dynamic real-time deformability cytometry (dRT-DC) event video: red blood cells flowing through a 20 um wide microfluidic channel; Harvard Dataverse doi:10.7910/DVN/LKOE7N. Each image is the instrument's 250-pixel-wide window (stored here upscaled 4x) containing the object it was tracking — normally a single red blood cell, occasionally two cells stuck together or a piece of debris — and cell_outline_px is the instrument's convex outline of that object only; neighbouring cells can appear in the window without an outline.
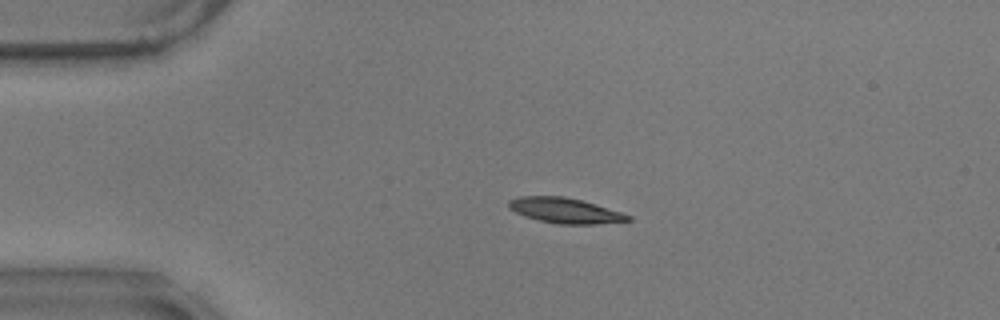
{"species": "common noctule bat (a hibernating species)", "species_latin": "Nyctalus noctula", "temperature_condition": "warm", "stored_images_in_passage": 46, "camera_frame_rate_fps": 3000, "um_per_image_px": 0.085, "animal": {"sex": "male", "body_mass_g": 17.9}, "frame": {"image": 1, "passage_image": 1, "time_ms": 0.0, "image_size_px": [1000, 320], "cell_outline_px": [[632, 220], [596, 224], [556, 224], [524, 216], [508, 208], [508, 200], [520, 196], [564, 196], [596, 204], [632, 216]], "centroid_in_image_um": [48.01, 17.89], "position_along_channel_um": 37.0, "area_um2": 17.51}}
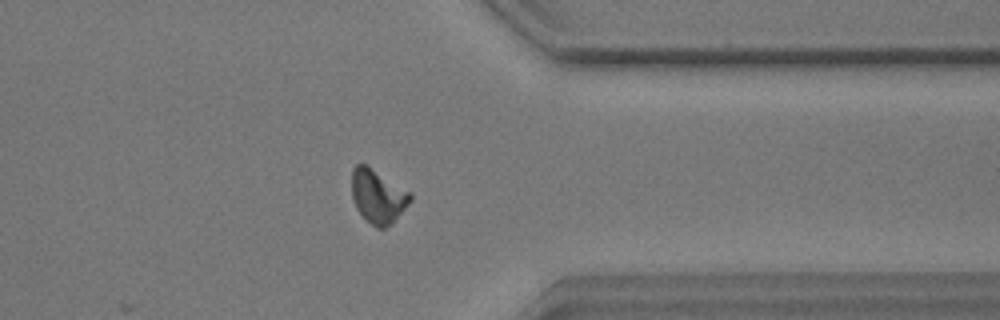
{"frame": {"image": 2, "passage_image": 34, "time_ms": 11.0, "image_size_px": [1000, 320], "cell_outline_px": [[412, 200], [392, 224], [384, 228], [376, 228], [356, 208], [352, 200], [352, 168], [356, 164], [364, 164], [412, 192]], "centroid_in_image_um": [32.14, 16.69], "position_along_channel_um": 379.3, "area_um2": 18.26}}
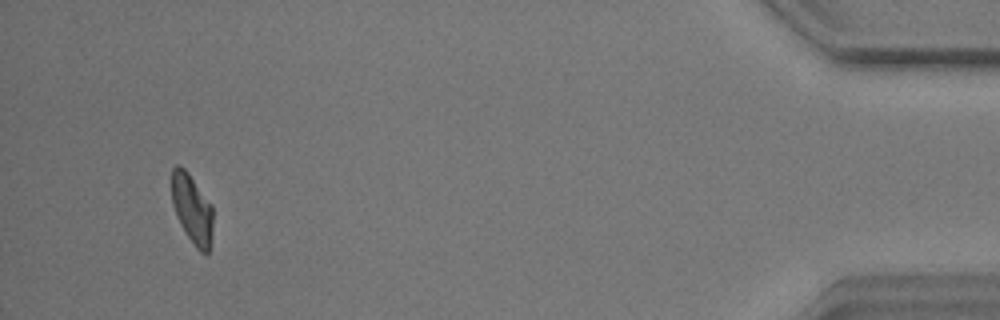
{"frame": {"image": 3, "passage_image": 43, "time_ms": 14.0, "image_size_px": [1000, 320], "cell_outline_px": [[212, 228], [208, 252], [200, 252], [196, 248], [184, 232], [176, 216], [172, 204], [172, 168], [176, 164], [180, 164], [188, 172], [212, 204]], "centroid_in_image_um": [16.3, 17.72], "position_along_channel_um": 418.9, "area_um2": 16.7}, "authors_computed_cell_mechanics": {"area_um2": 17.8024, "velocity_mm_per_s": 3.495, "shape_relaxation_time_tau1_ms": 2.9528, "shape_relaxation_time_tau2_ms": 3.4321, "deformation_change_tau1": 0.1355, "deformation_change_tau2": 0.093}}